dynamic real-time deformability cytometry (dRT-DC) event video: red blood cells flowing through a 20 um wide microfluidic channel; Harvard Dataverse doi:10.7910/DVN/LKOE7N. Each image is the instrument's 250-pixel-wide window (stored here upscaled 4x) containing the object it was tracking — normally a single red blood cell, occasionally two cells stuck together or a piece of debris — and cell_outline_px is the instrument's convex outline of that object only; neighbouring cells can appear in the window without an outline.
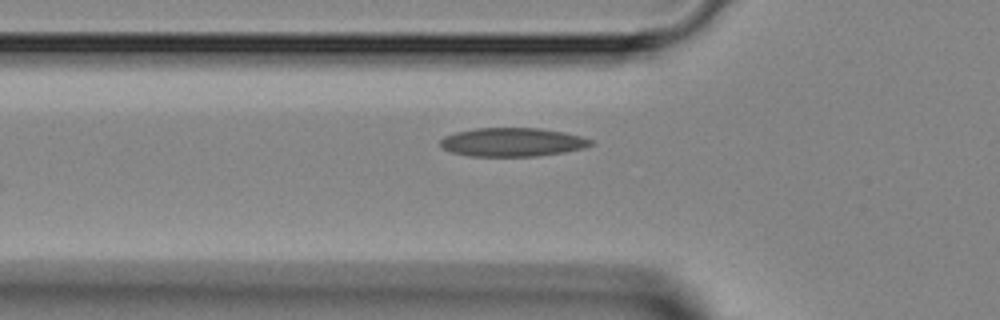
{"species": "Egyptian fruit bat (a non-hibernating species)", "species_latin": "Rousettus aegyptiacus", "temperature_condition": "room temperature", "stored_images_in_passage": 25, "camera_frame_rate_fps": 3000, "um_per_image_px": 0.085, "animal": {"sex": "female"}, "frame": {"image": 1, "passage_image": 2, "time_ms": 0.333, "image_size_px": [1000, 320], "cell_outline_px": [[596, 144], [584, 148], [564, 152], [536, 156], [468, 156], [452, 152], [444, 148], [440, 144], [440, 140], [444, 136], [456, 132], [472, 128], [540, 128], [564, 132], [580, 136], [592, 140]], "centroid_in_image_um": [43.57, 12.08], "position_along_channel_um": 82.2, "area_um2": 25.2}}
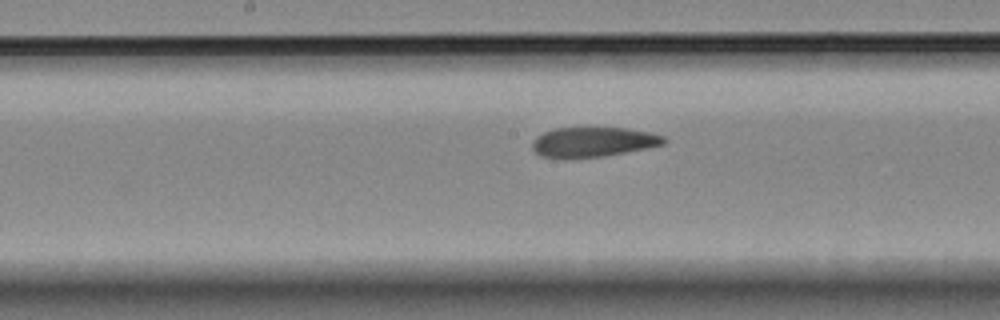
{"frame": {"image": 2, "passage_image": 10, "time_ms": 3.0, "image_size_px": [1000, 320], "cell_outline_px": [[668, 140], [664, 144], [604, 156], [540, 156], [532, 148], [532, 140], [536, 136], [544, 132], [556, 128], [624, 128], [648, 132], [664, 136]], "centroid_in_image_um": [50.43, 12.04], "position_along_channel_um": 197.8, "area_um2": 22.14}}
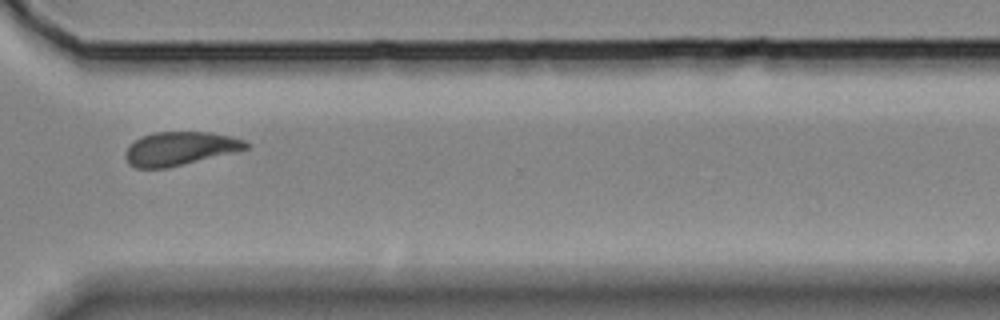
{"frame": {"image": 3, "passage_image": 21, "time_ms": 6.667, "image_size_px": [1000, 320], "cell_outline_px": [[252, 144], [248, 148], [168, 168], [136, 168], [128, 164], [124, 156], [128, 148], [140, 136], [156, 132], [208, 132], [228, 136], [244, 140]], "centroid_in_image_um": [15.27, 12.63], "position_along_channel_um": 355.3, "area_um2": 23.29}}